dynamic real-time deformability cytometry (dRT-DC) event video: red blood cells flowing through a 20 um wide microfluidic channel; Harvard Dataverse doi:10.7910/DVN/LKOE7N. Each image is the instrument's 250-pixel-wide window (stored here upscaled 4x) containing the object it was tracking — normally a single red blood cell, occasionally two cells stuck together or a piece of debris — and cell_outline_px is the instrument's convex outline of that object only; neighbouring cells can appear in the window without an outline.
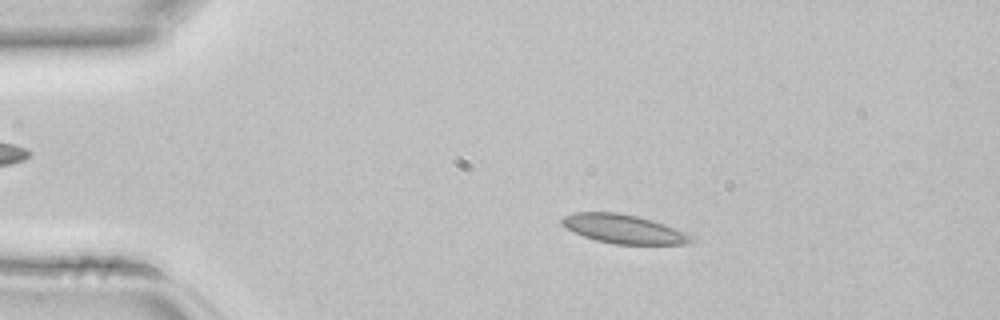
{"species": "common noctule bat (a hibernating species)", "species_latin": "Nyctalus noctula", "temperature_condition": "room temperature", "stored_images_in_passage": 2, "camera_frame_rate_fps": 3000, "um_per_image_px": 0.085, "animal": {"sex": "female", "body_mass_g": 22.7, "forearm_length_mm": 54.2}, "frame": {"image": 1, "passage_image": 1, "time_ms": 0.0, "image_size_px": [1000, 320], "cell_outline_px": [[692, 240], [688, 244], [612, 244], [596, 240], [584, 236], [560, 224], [560, 220], [564, 216], [576, 212], [616, 212], [636, 216], [652, 220], [664, 224], [684, 232], [692, 236]], "centroid_in_image_um": [52.99, 19.46], "position_along_channel_um": 32.0, "area_um2": 21.5}}